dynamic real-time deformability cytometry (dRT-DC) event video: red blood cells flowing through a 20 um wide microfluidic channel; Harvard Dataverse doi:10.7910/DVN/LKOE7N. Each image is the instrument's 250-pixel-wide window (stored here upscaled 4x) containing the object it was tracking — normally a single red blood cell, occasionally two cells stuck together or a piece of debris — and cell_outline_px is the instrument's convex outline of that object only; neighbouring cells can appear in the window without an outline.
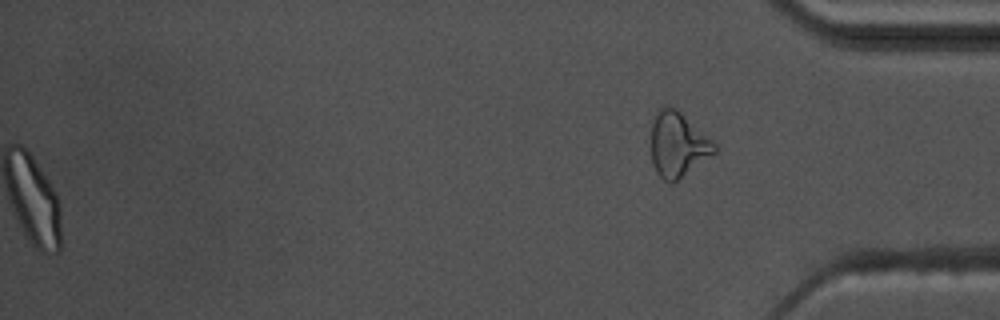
{"species": "common noctule bat (a hibernating species)", "species_latin": "Nyctalus noctula", "temperature_condition": "warm", "stored_images_in_passage": 42, "segment_of_instrument_passage": [2, 2], "camera_frame_rate_fps": 3000, "um_per_image_px": 0.085, "animal": {"sex": "male", "body_mass_g": 17.5, "forearm_length_mm": 52.3}, "frame": {"image": 1, "passage_image": 42, "time_ms": 13.667, "image_size_px": [1000, 320], "cell_outline_px": [[716, 152], [672, 184], [664, 180], [656, 172], [652, 160], [652, 120], [656, 112], [660, 108], [668, 104], [676, 108], [712, 140], [716, 144]], "centroid_in_image_um": [57.6, 12.27], "position_along_channel_um": 377.6, "area_um2": 23.76}}